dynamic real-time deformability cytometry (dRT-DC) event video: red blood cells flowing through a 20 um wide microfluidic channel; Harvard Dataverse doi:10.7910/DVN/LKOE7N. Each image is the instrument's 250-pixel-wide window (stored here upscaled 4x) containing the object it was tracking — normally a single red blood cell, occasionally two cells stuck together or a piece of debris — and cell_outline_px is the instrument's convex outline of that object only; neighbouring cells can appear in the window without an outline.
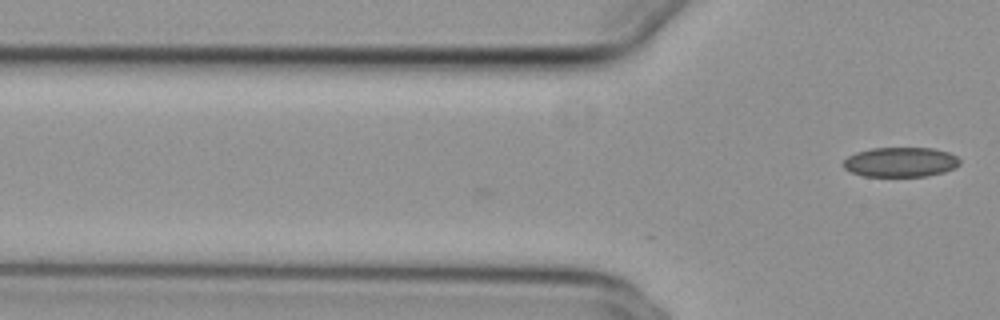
{"species": "common noctule bat (a hibernating species)", "species_latin": "Nyctalus noctula", "temperature_condition": "cold", "stored_images_in_passage": 13, "camera_frame_rate_fps": 3000, "um_per_image_px": 0.085, "animal": {"sex": "female", "body_mass_g": 29.2, "forearm_length_mm": 56.3}, "frame": {"image": 1, "passage_image": 13, "time_ms": 4.0, "image_size_px": [1000, 320], "cell_outline_px": [[960, 164], [956, 168], [944, 172], [928, 176], [864, 176], [852, 172], [844, 168], [840, 164], [848, 156], [856, 152], [872, 148], [932, 148], [948, 152], [956, 156], [960, 160]], "centroid_in_image_um": [76.54, 13.78], "position_along_channel_um": 49.3, "area_um2": 20.29}}